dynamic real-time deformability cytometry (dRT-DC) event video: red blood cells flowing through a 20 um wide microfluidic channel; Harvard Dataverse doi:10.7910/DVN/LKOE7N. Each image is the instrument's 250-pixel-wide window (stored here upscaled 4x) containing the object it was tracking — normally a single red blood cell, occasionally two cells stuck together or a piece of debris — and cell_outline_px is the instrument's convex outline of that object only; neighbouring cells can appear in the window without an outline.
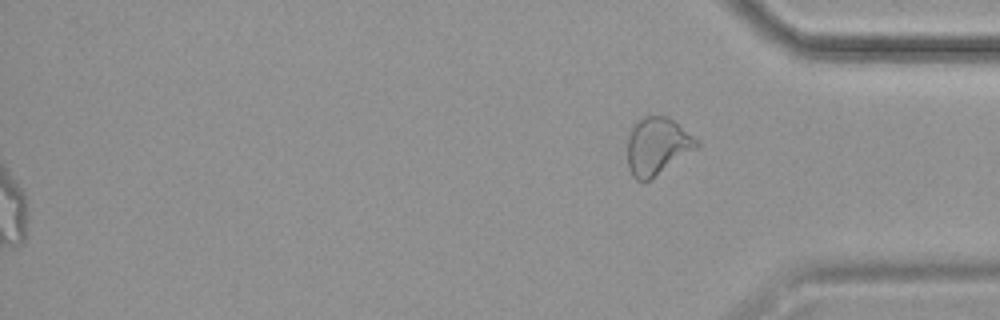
{"species": "common noctule bat (a hibernating species)", "species_latin": "Nyctalus noctula", "temperature_condition": "cold", "stored_images_in_passage": 48, "segment_of_instrument_passage": [2, 2], "camera_frame_rate_fps": 3000, "um_per_image_px": 0.085, "animal": {"sex": "female", "body_mass_g": 19.9}, "frame": {"image": 1, "passage_image": 48, "time_ms": 15.667, "image_size_px": [1000, 320], "cell_outline_px": [[700, 144], [696, 148], [648, 180], [636, 180], [632, 176], [628, 168], [628, 136], [632, 128], [644, 116], [668, 116], [700, 140]], "centroid_in_image_um": [55.87, 12.4], "position_along_channel_um": 379.3, "area_um2": 22.72}}